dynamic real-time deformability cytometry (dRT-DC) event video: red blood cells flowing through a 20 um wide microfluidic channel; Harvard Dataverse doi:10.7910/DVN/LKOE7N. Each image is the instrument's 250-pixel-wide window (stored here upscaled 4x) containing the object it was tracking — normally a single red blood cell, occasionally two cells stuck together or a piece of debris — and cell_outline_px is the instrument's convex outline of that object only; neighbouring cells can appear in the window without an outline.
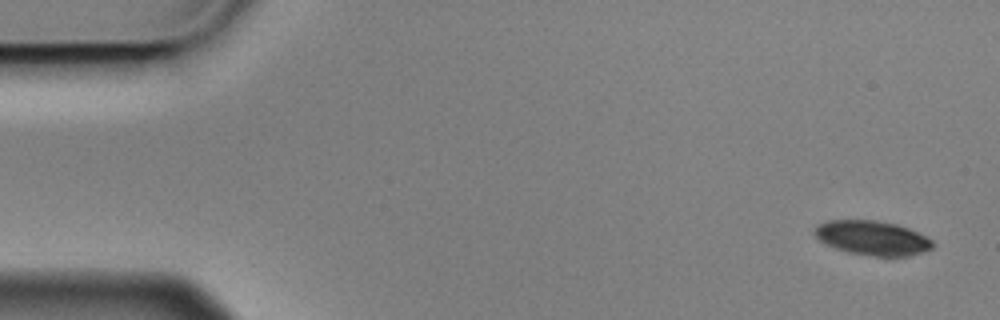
{"species": "Egyptian fruit bat (a non-hibernating species)", "species_latin": "Rousettus aegyptiacus", "temperature_condition": "cold", "stored_images_in_passage": 5, "camera_frame_rate_fps": 3000, "um_per_image_px": 0.085, "animal": {"sex": "male"}, "frame": {"image": 1, "passage_image": 1, "time_ms": 0.0, "image_size_px": [1000, 320], "cell_outline_px": [[932, 248], [924, 252], [908, 256], [872, 256], [848, 252], [824, 244], [812, 232], [820, 224], [828, 220], [876, 220], [896, 224], [908, 228], [932, 240]], "centroid_in_image_um": [74.13, 20.23], "position_along_channel_um": 10.9, "area_um2": 23.52}}